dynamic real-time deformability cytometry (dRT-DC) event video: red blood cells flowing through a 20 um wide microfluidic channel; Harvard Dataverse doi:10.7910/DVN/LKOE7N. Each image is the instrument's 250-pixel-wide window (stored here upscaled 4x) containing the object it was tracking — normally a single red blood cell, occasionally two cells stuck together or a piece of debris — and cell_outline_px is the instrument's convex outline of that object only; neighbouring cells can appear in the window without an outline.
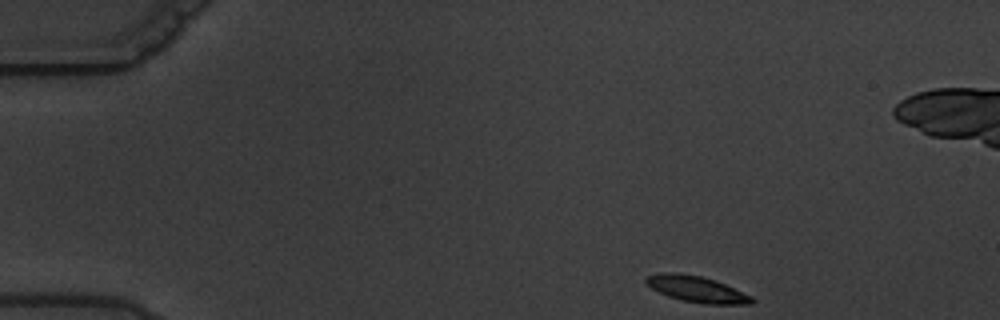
{"species": "common noctule bat (a hibernating species)", "species_latin": "Nyctalus noctula", "temperature_condition": "warm", "stored_images_in_passage": 5, "camera_frame_rate_fps": 3000, "um_per_image_px": 0.085, "animal": {"sex": "male", "body_mass_g": 19.5, "forearm_length_mm": 54.6}, "frame": {"image": 1, "passage_image": 1, "time_ms": 0.0, "image_size_px": [1000, 320], "cell_outline_px": [[756, 300], [752, 304], [704, 304], [680, 300], [668, 296], [652, 288], [644, 280], [644, 276], [660, 272], [680, 272], [700, 276], [716, 280], [752, 296]], "centroid_in_image_um": [59.21, 24.57], "position_along_channel_um": 25.8, "area_um2": 16.3}}